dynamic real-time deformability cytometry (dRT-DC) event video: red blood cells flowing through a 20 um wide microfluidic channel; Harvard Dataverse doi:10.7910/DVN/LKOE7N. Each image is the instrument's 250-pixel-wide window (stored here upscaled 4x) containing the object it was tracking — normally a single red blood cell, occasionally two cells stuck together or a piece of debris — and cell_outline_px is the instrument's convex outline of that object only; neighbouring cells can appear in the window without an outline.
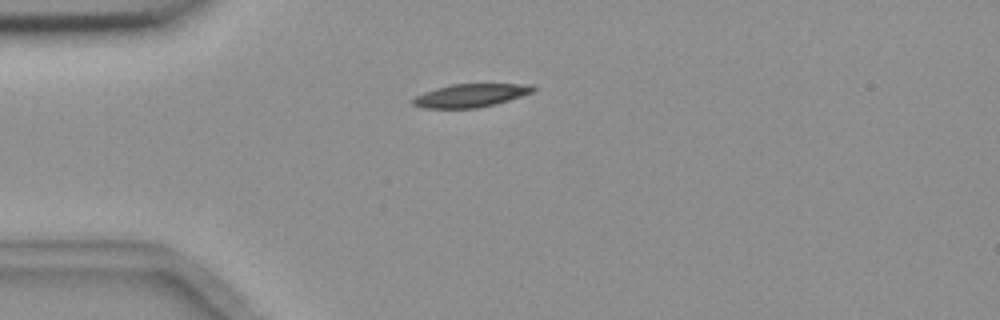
{"species": "common noctule bat (a hibernating species)", "species_latin": "Nyctalus noctula", "temperature_condition": "room temperature", "stored_images_in_passage": 3, "camera_frame_rate_fps": 3000, "um_per_image_px": 0.085, "animal": {"sex": "female", "body_mass_g": 18.4}, "frame": {"image": 1, "passage_image": 1, "time_ms": 0.0, "image_size_px": [1000, 320], "cell_outline_px": [[536, 88], [532, 92], [496, 104], [476, 108], [424, 108], [412, 104], [412, 100], [416, 96], [424, 92], [436, 88], [452, 84], [532, 84]], "centroid_in_image_um": [39.99, 8.11], "position_along_channel_um": 45.0, "area_um2": 16.13}}
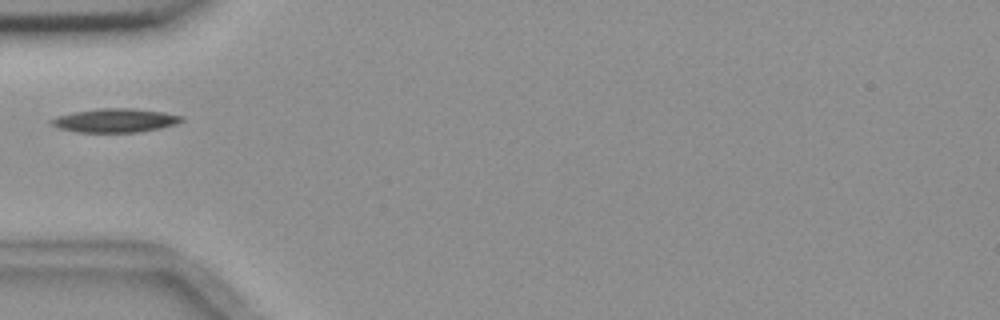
{"frame": {"image": 2, "passage_image": 2, "time_ms": 1.333, "image_size_px": [1000, 320], "cell_outline_px": [[184, 120], [176, 124], [160, 128], [136, 132], [80, 132], [60, 128], [52, 124], [48, 120], [56, 116], [76, 112], [100, 108], [132, 108], [164, 112], [184, 116]], "centroid_in_image_um": [9.82, 10.23], "position_along_channel_um": 75.2, "area_um2": 17.92}}